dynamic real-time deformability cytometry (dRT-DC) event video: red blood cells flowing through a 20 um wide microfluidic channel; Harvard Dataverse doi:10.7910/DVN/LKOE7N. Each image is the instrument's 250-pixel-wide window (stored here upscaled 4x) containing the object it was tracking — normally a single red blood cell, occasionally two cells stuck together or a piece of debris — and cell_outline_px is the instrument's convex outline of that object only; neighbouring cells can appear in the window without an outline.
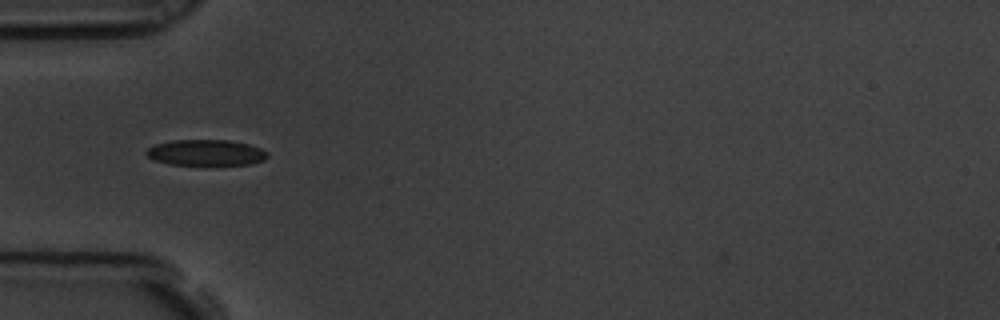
{"species": "common noctule bat (a hibernating species)", "species_latin": "Nyctalus noctula", "temperature_condition": "room temperature", "stored_images_in_passage": 7, "camera_frame_rate_fps": 3000, "um_per_image_px": 0.085, "animal": {"sex": "male", "body_mass_g": 19.5, "forearm_length_mm": 54.6}, "frame": {"image": 1, "passage_image": 1, "time_ms": 0.0, "image_size_px": [1000, 320], "cell_outline_px": [[268, 156], [264, 160], [252, 164], [168, 164], [152, 160], [144, 152], [148, 148], [156, 144], [172, 140], [228, 140], [248, 144], [260, 148], [268, 152]], "centroid_in_image_um": [17.49, 12.97], "position_along_channel_um": 67.5, "area_um2": 18.21}}
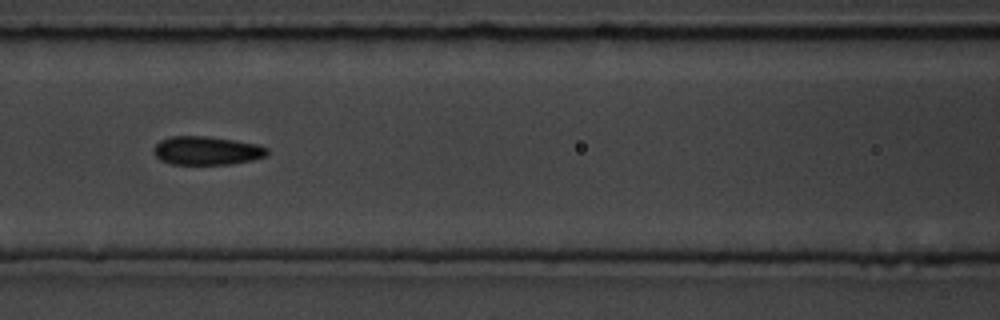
{"frame": {"image": 2, "passage_image": 3, "time_ms": 0.667, "image_size_px": [1000, 320], "cell_outline_px": [[268, 152], [264, 156], [252, 160], [232, 164], [172, 164], [160, 160], [152, 152], [152, 148], [160, 140], [172, 136], [204, 136], [232, 140], [256, 144], [268, 148]], "centroid_in_image_um": [17.52, 12.81], "position_along_channel_um": 149.1, "area_um2": 18.79}}
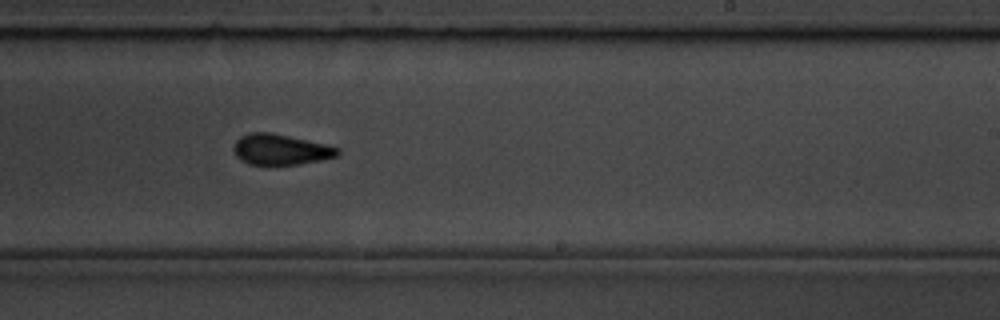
{"frame": {"image": 3, "passage_image": 6, "time_ms": 1.667, "image_size_px": [1000, 320], "cell_outline_px": [[340, 152], [336, 156], [320, 160], [300, 164], [248, 164], [240, 160], [236, 156], [232, 148], [236, 140], [240, 136], [252, 132], [272, 132], [324, 144], [340, 148]], "centroid_in_image_um": [23.81, 12.7], "position_along_channel_um": 265.2, "area_um2": 18.5}}